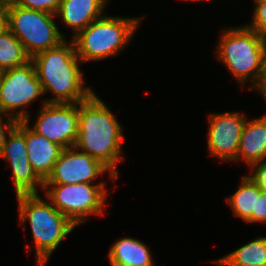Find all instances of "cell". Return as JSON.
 Masks as SVG:
<instances>
[{
    "mask_svg": "<svg viewBox=\"0 0 266 266\" xmlns=\"http://www.w3.org/2000/svg\"><path fill=\"white\" fill-rule=\"evenodd\" d=\"M96 91L78 103V136L74 147L106 166L118 179L122 156L123 126Z\"/></svg>",
    "mask_w": 266,
    "mask_h": 266,
    "instance_id": "cell-1",
    "label": "cell"
},
{
    "mask_svg": "<svg viewBox=\"0 0 266 266\" xmlns=\"http://www.w3.org/2000/svg\"><path fill=\"white\" fill-rule=\"evenodd\" d=\"M31 61L44 95H53L44 98L47 103H80L94 93L92 87L86 85L80 69L82 61L72 39H65L58 46L35 54Z\"/></svg>",
    "mask_w": 266,
    "mask_h": 266,
    "instance_id": "cell-2",
    "label": "cell"
},
{
    "mask_svg": "<svg viewBox=\"0 0 266 266\" xmlns=\"http://www.w3.org/2000/svg\"><path fill=\"white\" fill-rule=\"evenodd\" d=\"M19 223L26 228L30 224L37 266H46L61 242L74 231L75 226L51 202L39 193L18 194Z\"/></svg>",
    "mask_w": 266,
    "mask_h": 266,
    "instance_id": "cell-3",
    "label": "cell"
},
{
    "mask_svg": "<svg viewBox=\"0 0 266 266\" xmlns=\"http://www.w3.org/2000/svg\"><path fill=\"white\" fill-rule=\"evenodd\" d=\"M216 58L243 88L252 90L260 80L266 59V37L245 25L223 28Z\"/></svg>",
    "mask_w": 266,
    "mask_h": 266,
    "instance_id": "cell-4",
    "label": "cell"
},
{
    "mask_svg": "<svg viewBox=\"0 0 266 266\" xmlns=\"http://www.w3.org/2000/svg\"><path fill=\"white\" fill-rule=\"evenodd\" d=\"M144 17L104 15L72 38L82 63L108 59L123 52Z\"/></svg>",
    "mask_w": 266,
    "mask_h": 266,
    "instance_id": "cell-5",
    "label": "cell"
},
{
    "mask_svg": "<svg viewBox=\"0 0 266 266\" xmlns=\"http://www.w3.org/2000/svg\"><path fill=\"white\" fill-rule=\"evenodd\" d=\"M104 181L77 184H44L45 197L75 226L88 222L90 216L105 215L110 197Z\"/></svg>",
    "mask_w": 266,
    "mask_h": 266,
    "instance_id": "cell-6",
    "label": "cell"
},
{
    "mask_svg": "<svg viewBox=\"0 0 266 266\" xmlns=\"http://www.w3.org/2000/svg\"><path fill=\"white\" fill-rule=\"evenodd\" d=\"M55 18V14L26 9L12 1L8 9V29L32 58L58 46L67 38L59 31Z\"/></svg>",
    "mask_w": 266,
    "mask_h": 266,
    "instance_id": "cell-7",
    "label": "cell"
},
{
    "mask_svg": "<svg viewBox=\"0 0 266 266\" xmlns=\"http://www.w3.org/2000/svg\"><path fill=\"white\" fill-rule=\"evenodd\" d=\"M44 95L32 61L27 64L1 71L0 112L17 121L30 124L31 116L27 106Z\"/></svg>",
    "mask_w": 266,
    "mask_h": 266,
    "instance_id": "cell-8",
    "label": "cell"
},
{
    "mask_svg": "<svg viewBox=\"0 0 266 266\" xmlns=\"http://www.w3.org/2000/svg\"><path fill=\"white\" fill-rule=\"evenodd\" d=\"M35 122L28 127L63 149L74 147L78 136V103H47L44 99Z\"/></svg>",
    "mask_w": 266,
    "mask_h": 266,
    "instance_id": "cell-9",
    "label": "cell"
},
{
    "mask_svg": "<svg viewBox=\"0 0 266 266\" xmlns=\"http://www.w3.org/2000/svg\"><path fill=\"white\" fill-rule=\"evenodd\" d=\"M0 157L6 160L12 169L11 178L16 195L39 193L37 191L39 187L42 192L44 182L33 171L27 157L24 121H18L8 133Z\"/></svg>",
    "mask_w": 266,
    "mask_h": 266,
    "instance_id": "cell-10",
    "label": "cell"
},
{
    "mask_svg": "<svg viewBox=\"0 0 266 266\" xmlns=\"http://www.w3.org/2000/svg\"><path fill=\"white\" fill-rule=\"evenodd\" d=\"M106 172L116 184L117 178L100 161L75 147H69L62 150L44 184L93 183Z\"/></svg>",
    "mask_w": 266,
    "mask_h": 266,
    "instance_id": "cell-11",
    "label": "cell"
},
{
    "mask_svg": "<svg viewBox=\"0 0 266 266\" xmlns=\"http://www.w3.org/2000/svg\"><path fill=\"white\" fill-rule=\"evenodd\" d=\"M211 113L208 115L207 147L211 157L219 162H234L247 116L242 112Z\"/></svg>",
    "mask_w": 266,
    "mask_h": 266,
    "instance_id": "cell-12",
    "label": "cell"
},
{
    "mask_svg": "<svg viewBox=\"0 0 266 266\" xmlns=\"http://www.w3.org/2000/svg\"><path fill=\"white\" fill-rule=\"evenodd\" d=\"M109 2L110 0H61L55 15L73 31L74 34L70 37L72 39L91 22L103 17Z\"/></svg>",
    "mask_w": 266,
    "mask_h": 266,
    "instance_id": "cell-13",
    "label": "cell"
},
{
    "mask_svg": "<svg viewBox=\"0 0 266 266\" xmlns=\"http://www.w3.org/2000/svg\"><path fill=\"white\" fill-rule=\"evenodd\" d=\"M266 159V114L255 119H246L239 141L235 162L248 166Z\"/></svg>",
    "mask_w": 266,
    "mask_h": 266,
    "instance_id": "cell-14",
    "label": "cell"
},
{
    "mask_svg": "<svg viewBox=\"0 0 266 266\" xmlns=\"http://www.w3.org/2000/svg\"><path fill=\"white\" fill-rule=\"evenodd\" d=\"M26 149L33 171L44 182L51 174L63 148L35 133L26 124Z\"/></svg>",
    "mask_w": 266,
    "mask_h": 266,
    "instance_id": "cell-15",
    "label": "cell"
},
{
    "mask_svg": "<svg viewBox=\"0 0 266 266\" xmlns=\"http://www.w3.org/2000/svg\"><path fill=\"white\" fill-rule=\"evenodd\" d=\"M150 248L134 237H120L109 249L111 266H154Z\"/></svg>",
    "mask_w": 266,
    "mask_h": 266,
    "instance_id": "cell-16",
    "label": "cell"
},
{
    "mask_svg": "<svg viewBox=\"0 0 266 266\" xmlns=\"http://www.w3.org/2000/svg\"><path fill=\"white\" fill-rule=\"evenodd\" d=\"M213 263L221 266H266V236H258Z\"/></svg>",
    "mask_w": 266,
    "mask_h": 266,
    "instance_id": "cell-17",
    "label": "cell"
},
{
    "mask_svg": "<svg viewBox=\"0 0 266 266\" xmlns=\"http://www.w3.org/2000/svg\"><path fill=\"white\" fill-rule=\"evenodd\" d=\"M239 187L227 197L226 202L232 214L243 222L252 224V212H255L256 184L247 175L241 177Z\"/></svg>",
    "mask_w": 266,
    "mask_h": 266,
    "instance_id": "cell-18",
    "label": "cell"
},
{
    "mask_svg": "<svg viewBox=\"0 0 266 266\" xmlns=\"http://www.w3.org/2000/svg\"><path fill=\"white\" fill-rule=\"evenodd\" d=\"M31 61L22 43L7 28L0 33V70L23 66Z\"/></svg>",
    "mask_w": 266,
    "mask_h": 266,
    "instance_id": "cell-19",
    "label": "cell"
},
{
    "mask_svg": "<svg viewBox=\"0 0 266 266\" xmlns=\"http://www.w3.org/2000/svg\"><path fill=\"white\" fill-rule=\"evenodd\" d=\"M253 2L252 20L244 25L266 37V0H253Z\"/></svg>",
    "mask_w": 266,
    "mask_h": 266,
    "instance_id": "cell-20",
    "label": "cell"
},
{
    "mask_svg": "<svg viewBox=\"0 0 266 266\" xmlns=\"http://www.w3.org/2000/svg\"><path fill=\"white\" fill-rule=\"evenodd\" d=\"M23 8L56 14L61 0H13Z\"/></svg>",
    "mask_w": 266,
    "mask_h": 266,
    "instance_id": "cell-21",
    "label": "cell"
},
{
    "mask_svg": "<svg viewBox=\"0 0 266 266\" xmlns=\"http://www.w3.org/2000/svg\"><path fill=\"white\" fill-rule=\"evenodd\" d=\"M252 223H264L266 225V192L256 185L255 212H252Z\"/></svg>",
    "mask_w": 266,
    "mask_h": 266,
    "instance_id": "cell-22",
    "label": "cell"
},
{
    "mask_svg": "<svg viewBox=\"0 0 266 266\" xmlns=\"http://www.w3.org/2000/svg\"><path fill=\"white\" fill-rule=\"evenodd\" d=\"M249 177L262 190L266 192V159L249 167Z\"/></svg>",
    "mask_w": 266,
    "mask_h": 266,
    "instance_id": "cell-23",
    "label": "cell"
},
{
    "mask_svg": "<svg viewBox=\"0 0 266 266\" xmlns=\"http://www.w3.org/2000/svg\"><path fill=\"white\" fill-rule=\"evenodd\" d=\"M17 120L7 114L0 112V153L8 133L17 124Z\"/></svg>",
    "mask_w": 266,
    "mask_h": 266,
    "instance_id": "cell-24",
    "label": "cell"
},
{
    "mask_svg": "<svg viewBox=\"0 0 266 266\" xmlns=\"http://www.w3.org/2000/svg\"><path fill=\"white\" fill-rule=\"evenodd\" d=\"M9 4L0 0V33L8 28V9Z\"/></svg>",
    "mask_w": 266,
    "mask_h": 266,
    "instance_id": "cell-25",
    "label": "cell"
},
{
    "mask_svg": "<svg viewBox=\"0 0 266 266\" xmlns=\"http://www.w3.org/2000/svg\"><path fill=\"white\" fill-rule=\"evenodd\" d=\"M252 91L259 92L260 96L264 97V100L266 102V59L264 61L262 74L260 77L259 82L257 85L253 88Z\"/></svg>",
    "mask_w": 266,
    "mask_h": 266,
    "instance_id": "cell-26",
    "label": "cell"
},
{
    "mask_svg": "<svg viewBox=\"0 0 266 266\" xmlns=\"http://www.w3.org/2000/svg\"><path fill=\"white\" fill-rule=\"evenodd\" d=\"M181 1H187V2H188V1H189V2H190V1H191V2H196V1H197V2H202V1H209V0H181ZM210 1H211V0H210Z\"/></svg>",
    "mask_w": 266,
    "mask_h": 266,
    "instance_id": "cell-27",
    "label": "cell"
},
{
    "mask_svg": "<svg viewBox=\"0 0 266 266\" xmlns=\"http://www.w3.org/2000/svg\"><path fill=\"white\" fill-rule=\"evenodd\" d=\"M1 1L7 2V3H11L13 0H1Z\"/></svg>",
    "mask_w": 266,
    "mask_h": 266,
    "instance_id": "cell-28",
    "label": "cell"
}]
</instances>
